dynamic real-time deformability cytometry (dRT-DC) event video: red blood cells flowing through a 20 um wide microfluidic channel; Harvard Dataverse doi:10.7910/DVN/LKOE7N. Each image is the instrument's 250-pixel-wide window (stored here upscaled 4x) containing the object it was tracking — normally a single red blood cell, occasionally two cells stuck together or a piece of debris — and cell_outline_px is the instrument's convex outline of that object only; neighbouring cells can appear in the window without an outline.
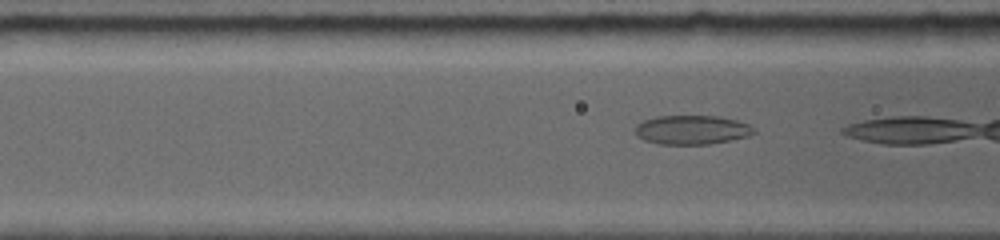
{"species": "common noctule bat (a hibernating species)", "species_latin": "Nyctalus noctula", "temperature_condition": "room temperature", "stored_images_in_passage": 34, "camera_frame_rate_fps": 5000, "um_per_image_px": 0.085, "animal": {"sex": "female", "body_mass_g": 19.0, "forearm_length_mm": 56.7}, "frame": {"image": 1, "passage_image": 6, "time_ms": 1.2, "image_size_px": [1000, 240], "cell_outline_px": [[756, 132], [744, 136], [728, 140], [708, 144], [660, 144], [644, 140], [636, 132], [636, 128], [644, 120], [656, 116], [716, 116], [736, 120], [748, 124]], "centroid_in_image_um": [58.79, 11.03], "position_along_channel_um": 107.8, "area_um2": 19.59}}
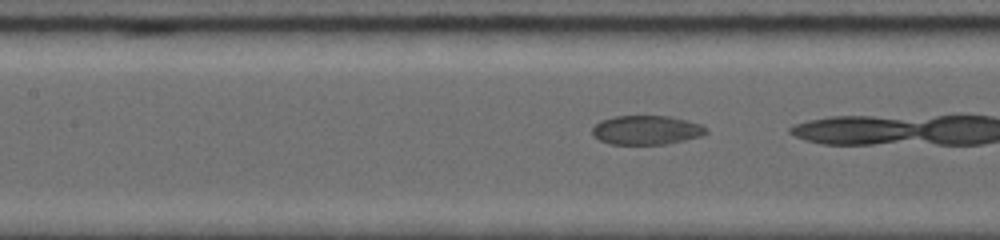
{"frame": {"image": 2, "passage_image": 10, "time_ms": 2.4, "image_size_px": [1000, 240], "cell_outline_px": [[708, 132], [700, 136], [664, 144], [612, 144], [600, 140], [592, 132], [592, 128], [600, 120], [616, 116], [668, 116], [700, 124]], "centroid_in_image_um": [54.91, 11.05], "position_along_channel_um": 152.5, "area_um2": 18.9}}